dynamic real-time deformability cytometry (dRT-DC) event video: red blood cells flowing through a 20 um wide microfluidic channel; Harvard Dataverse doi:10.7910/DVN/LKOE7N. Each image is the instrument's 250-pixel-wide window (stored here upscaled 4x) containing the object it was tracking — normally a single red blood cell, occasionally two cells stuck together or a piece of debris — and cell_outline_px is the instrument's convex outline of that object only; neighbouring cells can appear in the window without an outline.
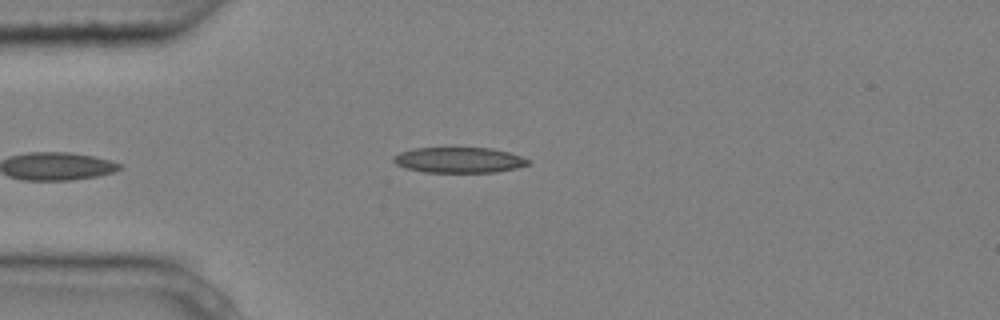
{"species": "common noctule bat (a hibernating species)", "species_latin": "Nyctalus noctula", "temperature_condition": "cold", "stored_images_in_passage": 4, "camera_frame_rate_fps": 3000, "um_per_image_px": 0.085, "animal": {"sex": "male", "body_mass_g": 20.4}, "frame": {"image": 1, "passage_image": 4, "time_ms": 1.0, "image_size_px": [1000, 320], "cell_outline_px": [[528, 164], [516, 168], [496, 172], [424, 172], [404, 168], [396, 164], [392, 160], [392, 156], [400, 152], [412, 148], [492, 148], [508, 152], [520, 156], [528, 160]], "centroid_in_image_um": [38.95, 13.6], "position_along_channel_um": 46.1, "area_um2": 20.0}}